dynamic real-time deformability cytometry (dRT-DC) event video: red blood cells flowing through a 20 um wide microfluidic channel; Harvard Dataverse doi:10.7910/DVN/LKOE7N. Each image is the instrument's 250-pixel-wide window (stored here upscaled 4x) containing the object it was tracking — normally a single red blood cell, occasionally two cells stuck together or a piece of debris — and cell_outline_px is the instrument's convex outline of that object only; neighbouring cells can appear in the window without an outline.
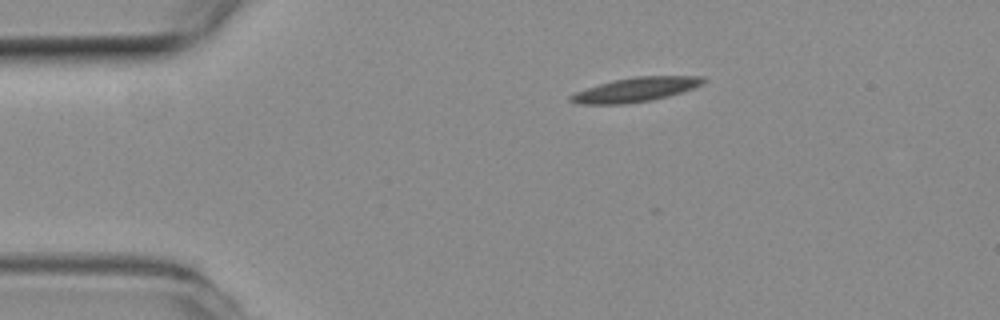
{"species": "common noctule bat (a hibernating species)", "species_latin": "Nyctalus noctula", "temperature_condition": "room temperature", "stored_images_in_passage": 46, "camera_frame_rate_fps": 3000, "um_per_image_px": 0.085, "animal": {"sex": "female", "body_mass_g": 19.3, "forearm_length_mm": 54.1}, "frame": {"image": 1, "passage_image": 1, "time_ms": 0.0, "image_size_px": [1000, 320], "cell_outline_px": [[708, 80], [704, 84], [668, 96], [652, 100], [624, 104], [580, 104], [568, 100], [568, 96], [576, 92], [600, 84], [632, 76], [704, 76]], "centroid_in_image_um": [54.06, 7.61], "position_along_channel_um": 30.9, "area_um2": 18.67}}
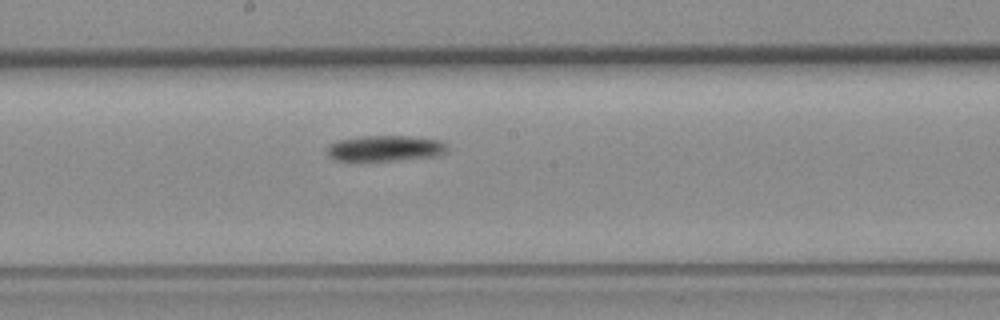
{"frame": {"image": 2, "passage_image": 20, "time_ms": 6.333, "image_size_px": [1000, 320], "cell_outline_px": [[448, 152], [440, 156], [360, 164], [336, 160], [328, 156], [328, 148], [336, 140], [364, 136], [408, 136], [440, 140], [448, 144]], "centroid_in_image_um": [32.75, 12.66], "position_along_channel_um": 215.5, "area_um2": 19.02}}
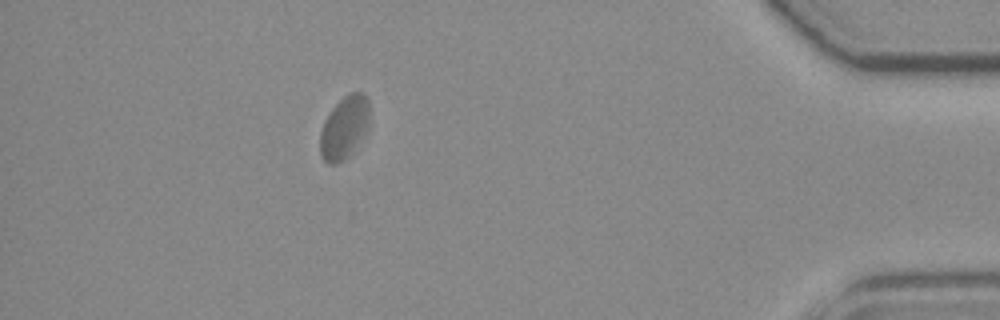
{"frame": {"image": 3, "passage_image": 40, "time_ms": 13.0, "image_size_px": [1000, 320], "cell_outline_px": [[368, 128], [352, 152], [344, 160], [336, 164], [328, 164], [320, 156], [320, 132], [324, 120], [332, 108], [348, 92], [364, 92], [368, 100]], "centroid_in_image_um": [29.25, 10.84], "position_along_channel_um": 406.0, "area_um2": 18.09}}